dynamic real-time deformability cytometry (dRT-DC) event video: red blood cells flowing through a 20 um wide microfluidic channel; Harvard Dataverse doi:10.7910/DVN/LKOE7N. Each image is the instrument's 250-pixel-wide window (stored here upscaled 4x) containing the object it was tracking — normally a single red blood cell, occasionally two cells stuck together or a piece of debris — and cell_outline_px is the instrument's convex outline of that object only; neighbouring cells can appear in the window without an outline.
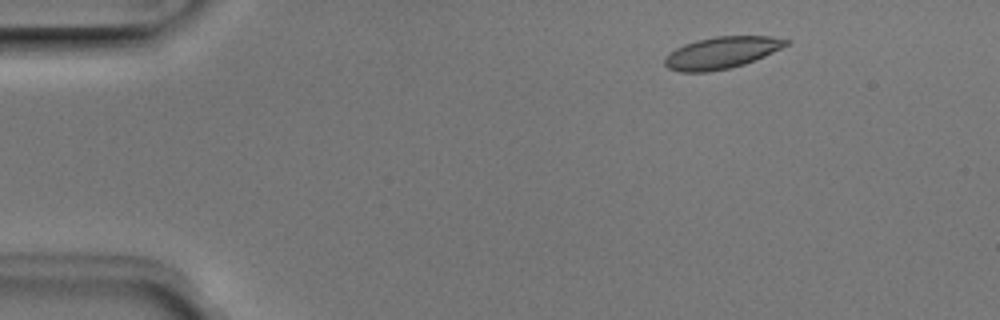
{"species": "Egyptian fruit bat (a non-hibernating species)", "species_latin": "Rousettus aegyptiacus", "temperature_condition": "room temperature", "stored_images_in_passage": 5, "camera_frame_rate_fps": 3000, "um_per_image_px": 0.085, "animal": {"sex": "male"}, "frame": {"image": 1, "passage_image": 2, "time_ms": 0.333, "image_size_px": [1000, 320], "cell_outline_px": [[792, 40], [788, 44], [764, 56], [744, 64], [728, 68], [708, 72], [680, 72], [668, 68], [664, 64], [664, 60], [668, 52], [684, 44], [696, 40], [716, 36], [772, 36]], "centroid_in_image_um": [61.31, 4.47], "position_along_channel_um": 23.7, "area_um2": 22.48}}
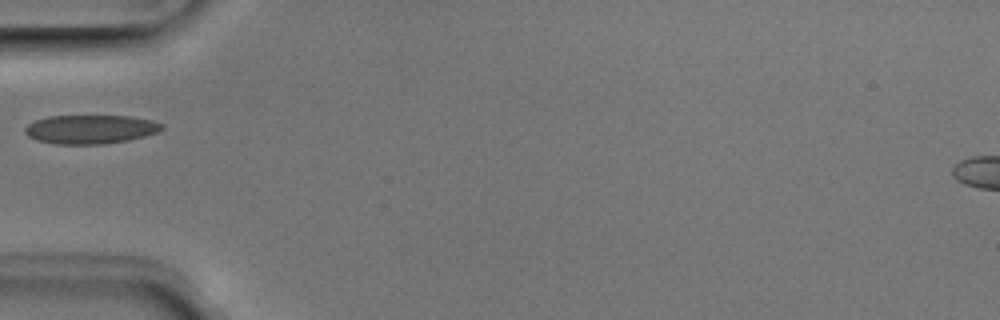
{"frame": {"image": 2, "passage_image": 5, "time_ms": 1.333, "image_size_px": [1000, 320], "cell_outline_px": [[164, 128], [156, 132], [144, 136], [128, 140], [104, 144], [56, 144], [36, 140], [28, 136], [24, 132], [24, 128], [28, 124], [36, 120], [48, 116], [132, 116], [152, 120], [164, 124]], "centroid_in_image_um": [7.68, 10.99], "position_along_channel_um": 77.3, "area_um2": 23.06}}